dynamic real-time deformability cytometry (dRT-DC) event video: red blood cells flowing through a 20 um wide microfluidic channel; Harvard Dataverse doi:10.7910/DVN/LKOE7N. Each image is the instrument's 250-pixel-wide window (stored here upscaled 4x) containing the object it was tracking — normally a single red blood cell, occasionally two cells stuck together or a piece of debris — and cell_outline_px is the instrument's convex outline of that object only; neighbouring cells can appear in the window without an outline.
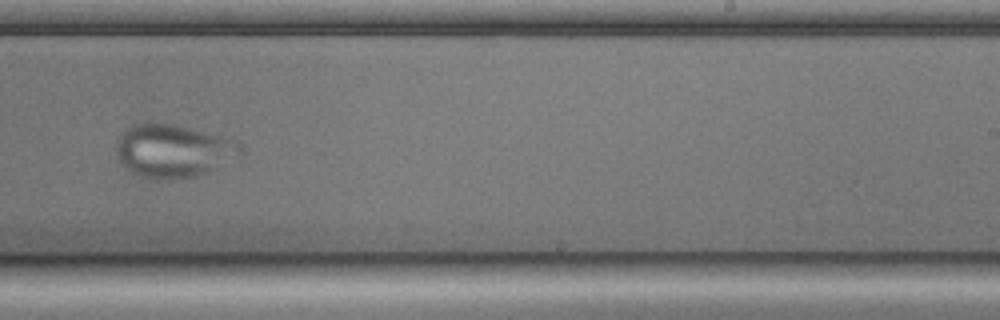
{"species": "common noctule bat (a hibernating species)", "species_latin": "Nyctalus noctula", "temperature_condition": "cold", "stored_images_in_passage": 55, "camera_frame_rate_fps": 3000, "um_per_image_px": 0.085, "animal": {"sex": "male", "body_mass_g": 17.9, "forearm_length_mm": 54.2}, "frame": {"image": 1, "passage_image": 33, "time_ms": 10.667, "image_size_px": [1000, 320], "cell_outline_px": [[240, 152], [204, 172], [196, 176], [168, 180], [140, 176], [132, 172], [120, 160], [116, 152], [116, 144], [124, 128], [136, 124], [168, 124], [220, 136], [236, 140], [240, 144]], "centroid_in_image_um": [14.62, 12.82], "position_along_channel_um": 274.4, "area_um2": 36.82}}